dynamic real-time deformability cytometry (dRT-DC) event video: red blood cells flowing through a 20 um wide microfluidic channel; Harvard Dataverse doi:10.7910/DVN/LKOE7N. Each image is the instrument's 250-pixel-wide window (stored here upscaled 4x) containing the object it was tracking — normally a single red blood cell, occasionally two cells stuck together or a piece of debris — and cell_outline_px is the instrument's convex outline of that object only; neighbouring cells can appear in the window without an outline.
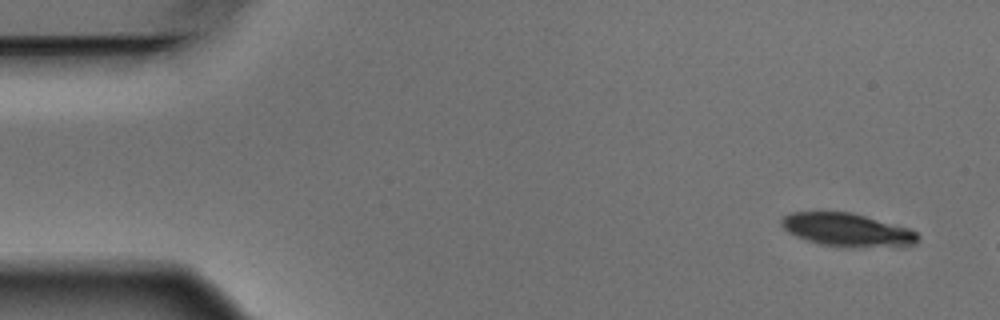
{"species": "Egyptian fruit bat (a non-hibernating species)", "species_latin": "Rousettus aegyptiacus", "temperature_condition": "warm", "stored_images_in_passage": 3, "camera_frame_rate_fps": 3000, "um_per_image_px": 0.085, "animal": {"sex": "male"}, "frame": {"image": 1, "passage_image": 1, "time_ms": 0.0, "image_size_px": [1000, 320], "cell_outline_px": [[920, 240], [916, 244], [860, 248], [844, 248], [820, 244], [796, 236], [788, 232], [780, 224], [780, 220], [784, 216], [792, 212], [852, 212], [904, 228], [916, 232], [920, 236]], "centroid_in_image_um": [71.97, 19.56], "position_along_channel_um": 13.0, "area_um2": 26.24}}